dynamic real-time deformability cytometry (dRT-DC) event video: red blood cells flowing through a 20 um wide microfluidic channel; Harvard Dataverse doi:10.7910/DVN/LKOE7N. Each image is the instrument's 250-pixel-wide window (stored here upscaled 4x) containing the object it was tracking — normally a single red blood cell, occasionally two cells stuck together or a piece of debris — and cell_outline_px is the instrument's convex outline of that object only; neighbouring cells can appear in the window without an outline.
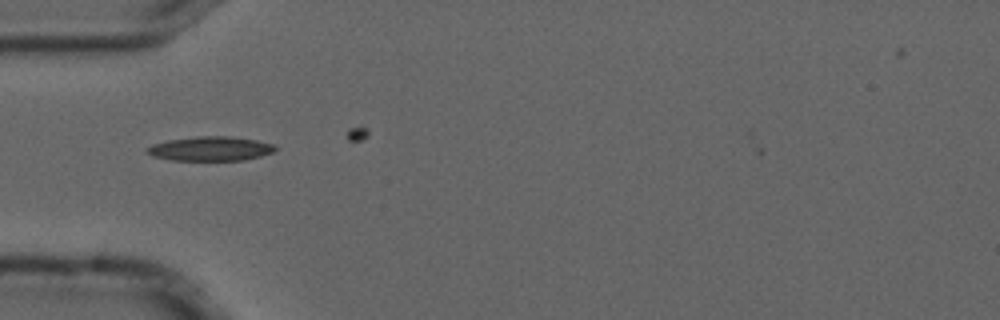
{"species": "common noctule bat (a hibernating species)", "species_latin": "Nyctalus noctula", "temperature_condition": "cold", "stored_images_in_passage": 2, "camera_frame_rate_fps": 3000, "um_per_image_px": 0.085, "animal": {"sex": "male", "forearm_length_mm": 52.5}, "frame": {"image": 1, "passage_image": 1, "time_ms": 0.0, "image_size_px": [1000, 320], "cell_outline_px": [[276, 148], [272, 152], [260, 156], [244, 160], [172, 160], [152, 156], [144, 152], [144, 148], [152, 144], [168, 140], [200, 136], [228, 136], [256, 140], [276, 144]], "centroid_in_image_um": [17.85, 12.64], "position_along_channel_um": 67.2, "area_um2": 18.21}}